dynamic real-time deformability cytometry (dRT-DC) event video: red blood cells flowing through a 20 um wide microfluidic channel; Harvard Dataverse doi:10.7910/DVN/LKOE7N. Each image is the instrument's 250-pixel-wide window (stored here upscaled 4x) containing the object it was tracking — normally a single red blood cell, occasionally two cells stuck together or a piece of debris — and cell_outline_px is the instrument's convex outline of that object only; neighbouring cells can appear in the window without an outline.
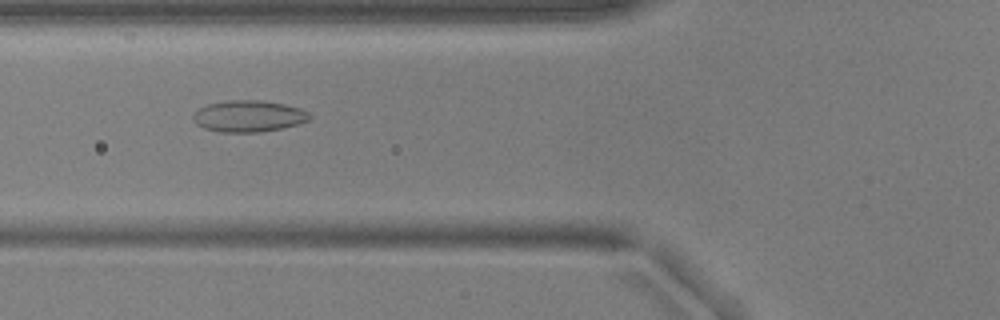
{"species": "common noctule bat (a hibernating species)", "species_latin": "Nyctalus noctula", "temperature_condition": "warm", "stored_images_in_passage": 30, "camera_frame_rate_fps": 3000, "um_per_image_px": 0.085, "animal": {"sex": "male", "body_mass_g": 17.9, "forearm_length_mm": 54.2}, "frame": {"image": 1, "passage_image": 6, "time_ms": 1.667, "image_size_px": [1000, 320], "cell_outline_px": [[312, 116], [308, 120], [296, 124], [280, 128], [260, 132], [220, 132], [204, 128], [196, 124], [192, 116], [200, 108], [208, 104], [228, 100], [260, 100], [284, 104], [300, 108], [308, 112]], "centroid_in_image_um": [21.12, 9.87], "position_along_channel_um": 104.7, "area_um2": 21.21}}
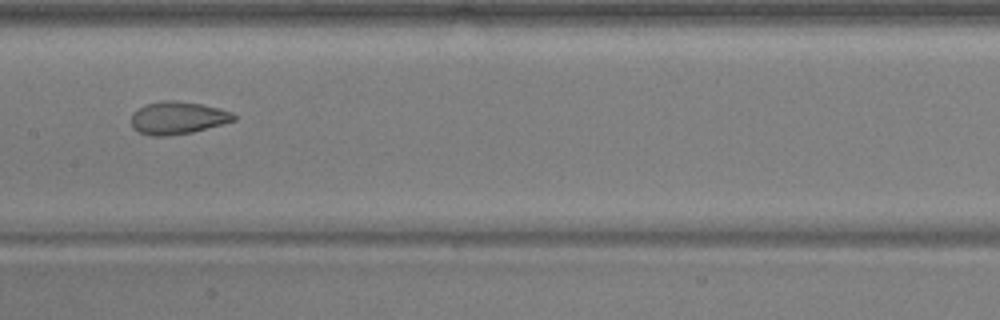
{"frame": {"image": 2, "passage_image": 13, "time_ms": 4.0, "image_size_px": [1000, 320], "cell_outline_px": [[236, 120], [192, 132], [164, 136], [148, 136], [132, 128], [132, 112], [148, 104], [160, 100], [172, 100], [200, 104], [232, 112], [236, 116]], "centroid_in_image_um": [15.08, 10.02], "position_along_channel_um": 192.3, "area_um2": 19.25}}
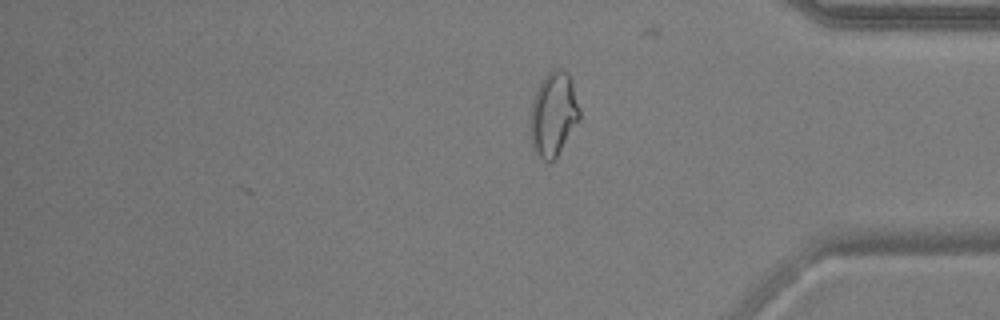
{"frame": {"image": 3, "passage_image": 30, "time_ms": 9.667, "image_size_px": [1000, 320], "cell_outline_px": [[580, 120], [556, 156], [548, 164], [536, 152], [532, 144], [532, 100], [540, 84], [548, 72], [552, 68], [564, 68], [572, 80], [580, 108]], "centroid_in_image_um": [47.09, 9.65], "position_along_channel_um": 388.1, "area_um2": 23.7}, "authors_computed_cell_mechanics": {"area_um2": 19.4208, "velocity_mm_per_s": 3.7319, "shape_relaxation_time_tau1_ms": null, "shape_relaxation_time_tau2_ms": 1.2215, "deformation_change_tau1": null, "deformation_change_tau2": 0.0635}}